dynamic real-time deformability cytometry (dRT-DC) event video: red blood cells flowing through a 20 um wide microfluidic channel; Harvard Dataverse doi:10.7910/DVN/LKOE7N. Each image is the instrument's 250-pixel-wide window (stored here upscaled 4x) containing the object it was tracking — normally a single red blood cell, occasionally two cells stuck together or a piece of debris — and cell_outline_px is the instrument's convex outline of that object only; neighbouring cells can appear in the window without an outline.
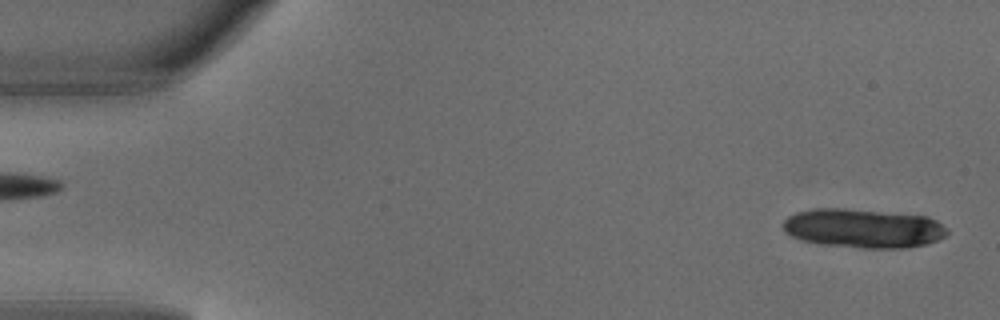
{"species": "common noctule bat (a hibernating species)", "species_latin": "Nyctalus noctula", "temperature_condition": "warm", "stored_images_in_passage": 3, "segment_of_instrument_passage": [2, 2], "camera_frame_rate_fps": 3000, "um_per_image_px": 0.085, "animal": {"sex": "male", "body_mass_g": 18.8}, "frame": {"image": 1, "passage_image": 3, "time_ms": 0.667, "image_size_px": [1000, 320], "cell_outline_px": [[948, 232], [944, 236], [936, 240], [924, 244], [908, 248], [860, 248], [820, 244], [800, 240], [784, 232], [784, 220], [788, 216], [796, 212], [812, 208], [844, 208], [928, 216], [936, 220]], "centroid_in_image_um": [73.32, 19.4], "position_along_channel_um": 11.7, "area_um2": 37.4}}